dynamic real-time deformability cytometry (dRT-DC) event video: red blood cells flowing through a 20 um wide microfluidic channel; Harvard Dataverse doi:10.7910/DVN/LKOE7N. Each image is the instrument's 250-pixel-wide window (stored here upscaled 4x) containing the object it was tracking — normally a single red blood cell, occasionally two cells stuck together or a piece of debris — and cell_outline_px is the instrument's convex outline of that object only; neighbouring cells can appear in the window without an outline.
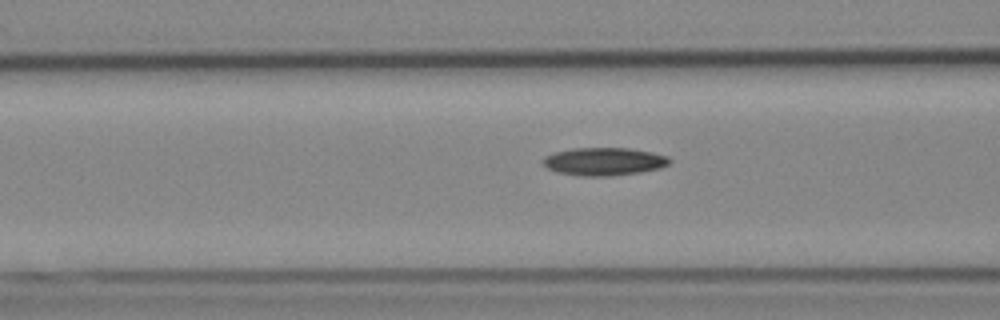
{"species": "Egyptian fruit bat (a non-hibernating species)", "species_latin": "Rousettus aegyptiacus", "temperature_condition": "cold", "stored_images_in_passage": 17, "camera_frame_rate_fps": 3000, "um_per_image_px": 0.085, "animal": {"sex": "female"}, "frame": {"image": 1, "passage_image": 15, "time_ms": 4.667, "image_size_px": [1000, 320], "cell_outline_px": [[672, 160], [668, 164], [660, 168], [640, 172], [612, 176], [580, 176], [556, 172], [548, 168], [544, 164], [544, 156], [556, 152], [572, 148], [628, 148], [652, 152], [668, 156]], "centroid_in_image_um": [51.36, 13.73], "position_along_channel_um": 115.2, "area_um2": 20.58}}